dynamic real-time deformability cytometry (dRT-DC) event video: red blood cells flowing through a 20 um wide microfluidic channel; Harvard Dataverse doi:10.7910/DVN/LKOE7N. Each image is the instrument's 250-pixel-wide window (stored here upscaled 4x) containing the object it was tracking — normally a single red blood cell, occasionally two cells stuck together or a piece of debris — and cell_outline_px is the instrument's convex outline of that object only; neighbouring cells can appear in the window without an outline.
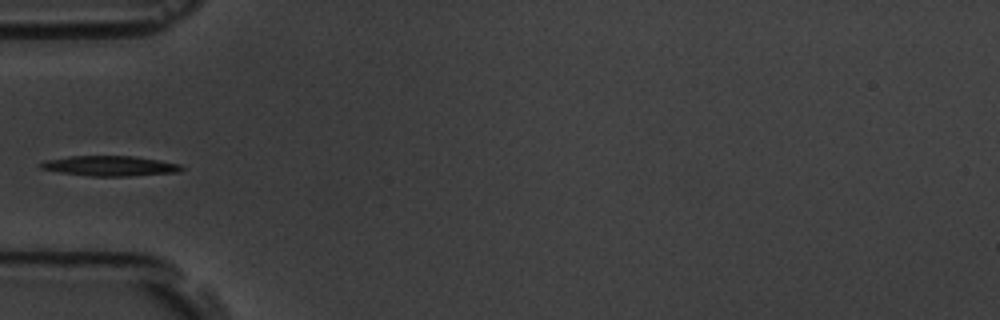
{"species": "common noctule bat (a hibernating species)", "species_latin": "Nyctalus noctula", "temperature_condition": "room temperature", "stored_images_in_passage": 9, "segment_of_instrument_passage": [2, 2], "camera_frame_rate_fps": 3000, "um_per_image_px": 0.085, "animal": {"sex": "male", "body_mass_g": 19.5, "forearm_length_mm": 54.6}, "frame": {"image": 1, "passage_image": 4, "time_ms": 3.667, "image_size_px": [1000, 320], "cell_outline_px": [[184, 168], [180, 172], [128, 176], [92, 176], [60, 172], [40, 168], [40, 164], [44, 160], [68, 156], [132, 156], [160, 160], [180, 164]], "centroid_in_image_um": [9.36, 14.1], "position_along_channel_um": 75.6, "area_um2": 16.47}}
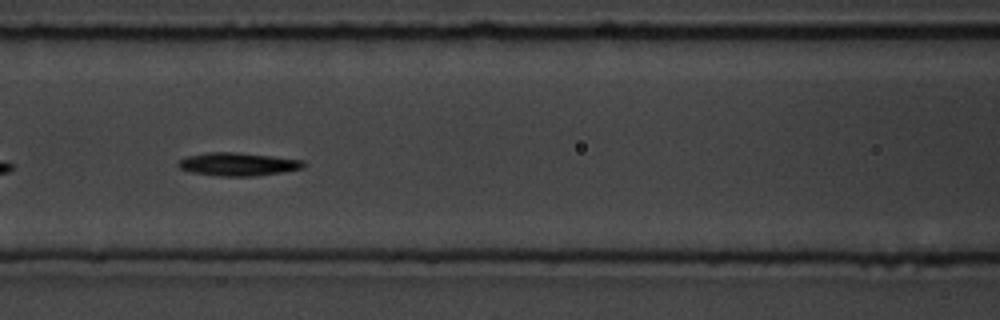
{"frame": {"image": 2, "passage_image": 6, "time_ms": 5.667, "image_size_px": [1000, 320], "cell_outline_px": [[304, 168], [256, 176], [220, 176], [192, 172], [180, 168], [176, 164], [180, 160], [188, 156], [208, 152], [236, 152], [272, 156], [304, 160]], "centroid_in_image_um": [20.23, 13.95], "position_along_channel_um": 146.4, "area_um2": 16.76}}
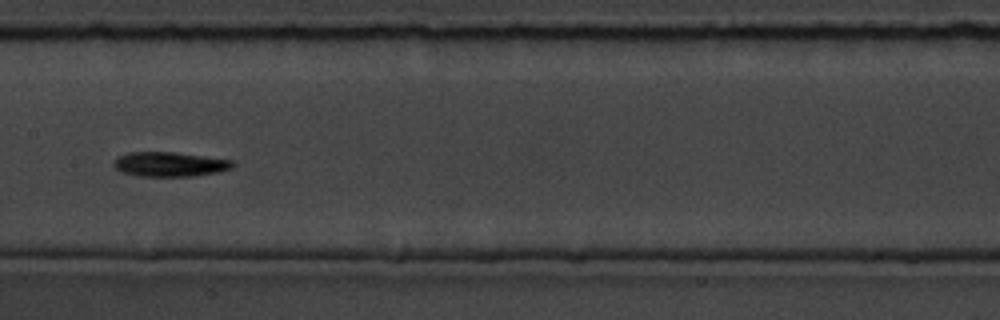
{"frame": {"image": 3, "passage_image": 7, "time_ms": 7.0, "image_size_px": [1000, 320], "cell_outline_px": [[236, 164], [232, 168], [220, 172], [192, 176], [140, 176], [124, 172], [116, 168], [112, 164], [120, 156], [128, 152], [172, 152], [232, 160]], "centroid_in_image_um": [14.47, 13.96], "position_along_channel_um": 192.9, "area_um2": 16.82}}